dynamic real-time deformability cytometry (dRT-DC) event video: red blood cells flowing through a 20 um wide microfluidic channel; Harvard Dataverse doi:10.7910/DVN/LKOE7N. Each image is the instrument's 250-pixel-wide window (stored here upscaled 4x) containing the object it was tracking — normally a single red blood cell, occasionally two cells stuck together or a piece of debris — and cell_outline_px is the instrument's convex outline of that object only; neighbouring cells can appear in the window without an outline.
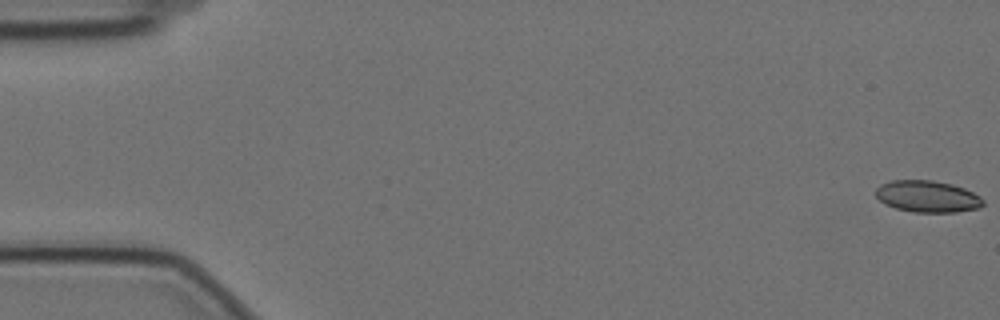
{"species": "Egyptian fruit bat (a non-hibernating species)", "species_latin": "Rousettus aegyptiacus", "temperature_condition": "cold", "stored_images_in_passage": 59, "camera_frame_rate_fps": 3000, "um_per_image_px": 0.085, "animal": {"sex": "female"}, "frame": {"image": 1, "passage_image": 1, "time_ms": 0.0, "image_size_px": [1000, 320], "cell_outline_px": [[984, 204], [980, 208], [956, 212], [912, 212], [896, 208], [884, 204], [876, 196], [876, 188], [880, 184], [892, 180], [932, 180], [952, 184], [964, 188], [980, 196], [984, 200]], "centroid_in_image_um": [78.84, 16.7], "position_along_channel_um": 6.2, "area_um2": 19.94}}
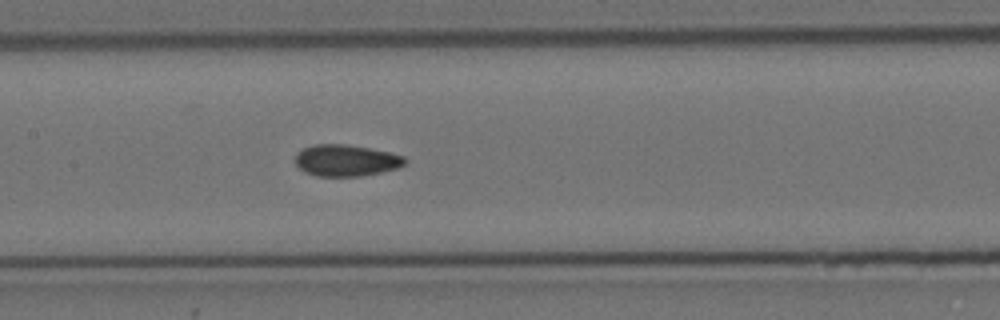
{"frame": {"image": 2, "passage_image": 28, "time_ms": 9.0, "image_size_px": [1000, 320], "cell_outline_px": [[408, 164], [396, 168], [380, 172], [360, 176], [316, 176], [304, 172], [296, 164], [296, 152], [312, 144], [344, 144], [368, 148], [388, 152], [404, 156], [408, 160]], "centroid_in_image_um": [29.42, 13.63], "position_along_channel_um": 178.0, "area_um2": 20.17}}
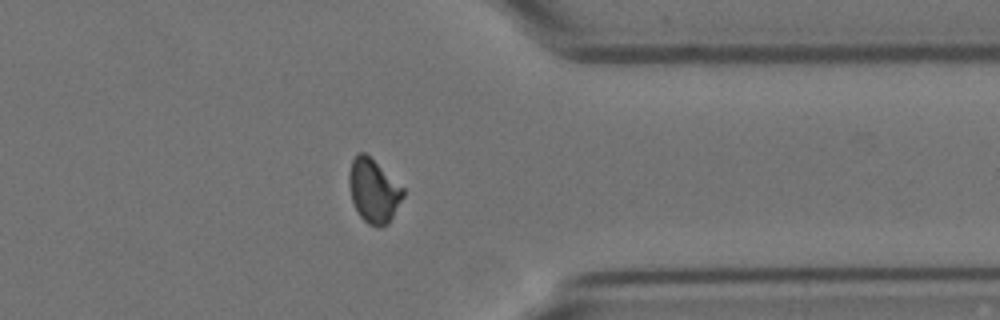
{"frame": {"image": 3, "passage_image": 46, "time_ms": 15.0, "image_size_px": [1000, 320], "cell_outline_px": [[404, 196], [388, 224], [380, 228], [376, 228], [368, 224], [360, 216], [352, 200], [348, 184], [348, 176], [352, 160], [360, 152], [364, 152], [404, 188]], "centroid_in_image_um": [31.75, 16.25], "position_along_channel_um": 379.6, "area_um2": 19.88}, "authors_computed_cell_mechanics": {"area_um2": 19.8832, "velocity_mm_per_s": 3.5171, "shape_relaxation_time_tau1_ms": null, "shape_relaxation_time_tau2_ms": 1.9636, "deformation_change_tau1": null, "deformation_change_tau2": 0.0561}}